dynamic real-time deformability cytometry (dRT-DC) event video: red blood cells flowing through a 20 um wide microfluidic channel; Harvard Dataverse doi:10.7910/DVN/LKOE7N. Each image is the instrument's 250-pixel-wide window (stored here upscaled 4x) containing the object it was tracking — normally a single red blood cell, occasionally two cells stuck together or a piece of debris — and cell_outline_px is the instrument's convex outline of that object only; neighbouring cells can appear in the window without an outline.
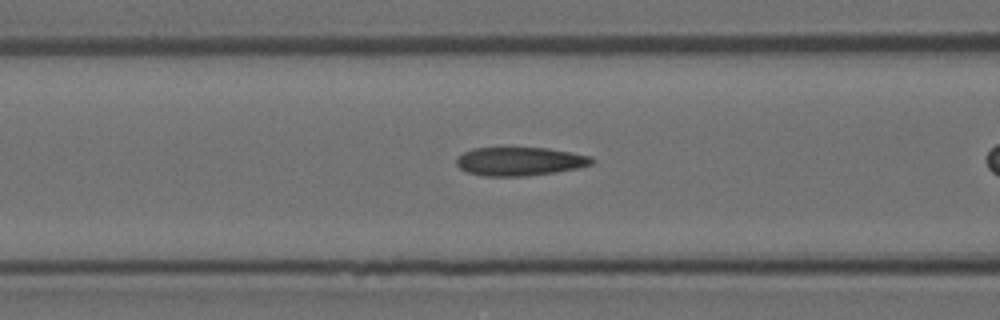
{"species": "Egyptian fruit bat (a non-hibernating species)", "species_latin": "Rousettus aegyptiacus", "temperature_condition": "room temperature", "stored_images_in_passage": 27, "camera_frame_rate_fps": 3000, "um_per_image_px": 0.085, "animal": {"sex": "female"}, "frame": {"image": 1, "passage_image": 7, "time_ms": 2.0, "image_size_px": [1000, 320], "cell_outline_px": [[596, 160], [592, 164], [576, 168], [556, 172], [528, 176], [484, 176], [468, 172], [460, 168], [456, 164], [456, 156], [472, 148], [548, 148], [572, 152], [592, 156]], "centroid_in_image_um": [44.19, 13.71], "position_along_channel_um": 122.4, "area_um2": 22.66}}
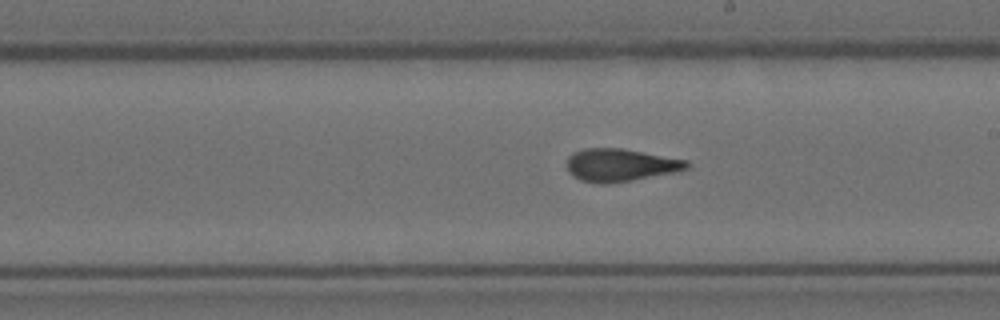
{"frame": {"image": 2, "passage_image": 16, "time_ms": 5.0, "image_size_px": [1000, 320], "cell_outline_px": [[692, 164], [688, 168], [680, 172], [608, 184], [600, 184], [580, 180], [572, 176], [568, 172], [568, 156], [572, 152], [584, 148], [620, 148], [688, 160]], "centroid_in_image_um": [52.76, 14.04], "position_along_channel_um": 236.2, "area_um2": 23.18}}
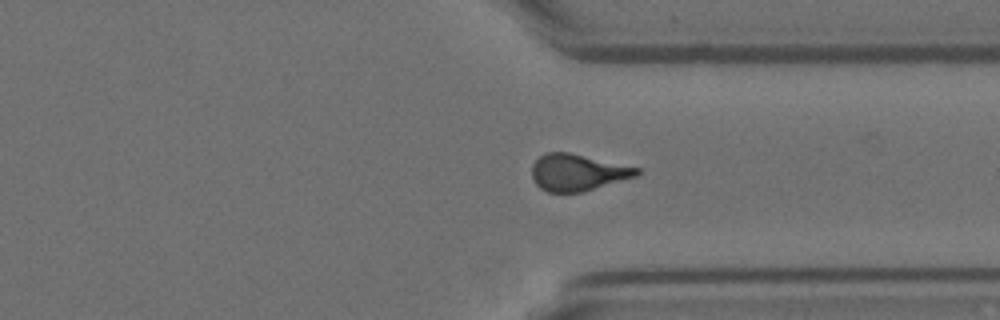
{"frame": {"image": 3, "passage_image": 26, "time_ms": 8.333, "image_size_px": [1000, 320], "cell_outline_px": [[640, 172], [636, 176], [580, 192], [548, 192], [540, 188], [532, 180], [532, 164], [544, 152], [568, 152], [640, 168]], "centroid_in_image_um": [49.05, 14.65], "position_along_channel_um": 362.4, "area_um2": 22.2}}